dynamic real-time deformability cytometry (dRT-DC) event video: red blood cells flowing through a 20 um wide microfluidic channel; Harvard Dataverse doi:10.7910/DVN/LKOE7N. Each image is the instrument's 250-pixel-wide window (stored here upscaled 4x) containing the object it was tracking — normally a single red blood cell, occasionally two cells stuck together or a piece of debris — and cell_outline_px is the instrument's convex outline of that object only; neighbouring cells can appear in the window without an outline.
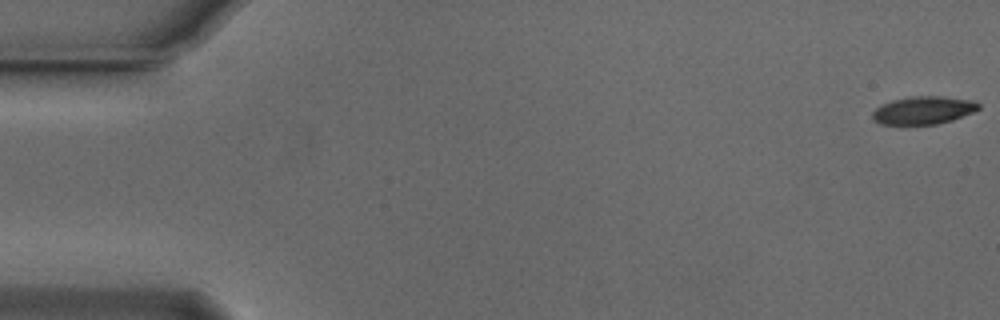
{"species": "Egyptian fruit bat (a non-hibernating species)", "species_latin": "Rousettus aegyptiacus", "temperature_condition": "cold", "stored_images_in_passage": 15, "camera_frame_rate_fps": 3000, "um_per_image_px": 0.085, "animal": {"sex": "male"}, "frame": {"image": 1, "passage_image": 1, "time_ms": 0.0, "image_size_px": [1000, 320], "cell_outline_px": [[980, 108], [972, 112], [952, 120], [936, 124], [880, 124], [872, 120], [872, 112], [876, 108], [892, 100], [912, 96], [940, 96], [968, 100], [980, 104]], "centroid_in_image_um": [78.45, 9.38], "position_along_channel_um": 6.6, "area_um2": 16.99}}
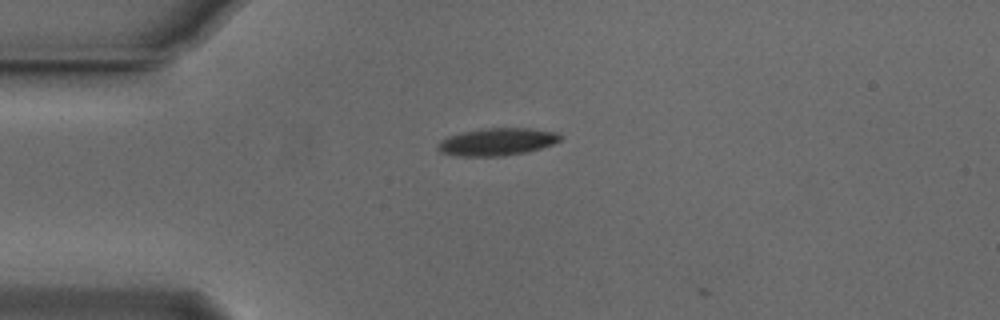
{"frame": {"image": 2, "passage_image": 14, "time_ms": 4.333, "image_size_px": [1000, 320], "cell_outline_px": [[564, 136], [560, 140], [552, 144], [528, 152], [504, 156], [456, 156], [440, 152], [436, 148], [440, 140], [448, 136], [464, 132], [484, 128], [528, 128], [556, 132]], "centroid_in_image_um": [42.25, 12.06], "position_along_channel_um": 42.8, "area_um2": 19.65}}